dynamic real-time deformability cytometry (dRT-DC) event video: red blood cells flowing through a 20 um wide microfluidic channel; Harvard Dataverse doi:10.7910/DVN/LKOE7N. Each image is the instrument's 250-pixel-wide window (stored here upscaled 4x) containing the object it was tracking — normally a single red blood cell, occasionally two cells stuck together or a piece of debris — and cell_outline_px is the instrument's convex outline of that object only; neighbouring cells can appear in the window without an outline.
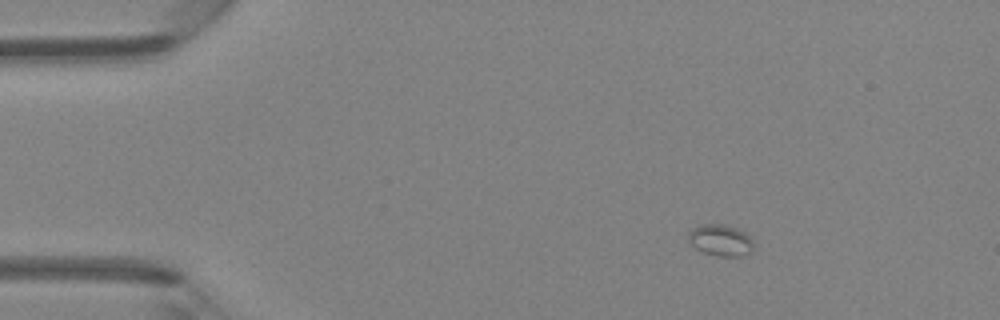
{"species": "Egyptian fruit bat (a non-hibernating species)", "species_latin": "Rousettus aegyptiacus", "temperature_condition": "room temperature", "stored_images_in_passage": 5, "camera_frame_rate_fps": 3000, "um_per_image_px": 0.085, "animal": {"sex": "female"}, "frame": {"image": 1, "passage_image": 2, "time_ms": 0.333, "image_size_px": [1000, 320], "cell_outline_px": [[752, 248], [748, 252], [740, 256], [716, 256], [704, 252], [696, 248], [688, 240], [688, 232], [692, 228], [704, 224], [724, 224], [736, 228], [744, 232], [752, 240]], "centroid_in_image_um": [61.21, 20.41], "position_along_channel_um": 23.8, "area_um2": 11.73}}